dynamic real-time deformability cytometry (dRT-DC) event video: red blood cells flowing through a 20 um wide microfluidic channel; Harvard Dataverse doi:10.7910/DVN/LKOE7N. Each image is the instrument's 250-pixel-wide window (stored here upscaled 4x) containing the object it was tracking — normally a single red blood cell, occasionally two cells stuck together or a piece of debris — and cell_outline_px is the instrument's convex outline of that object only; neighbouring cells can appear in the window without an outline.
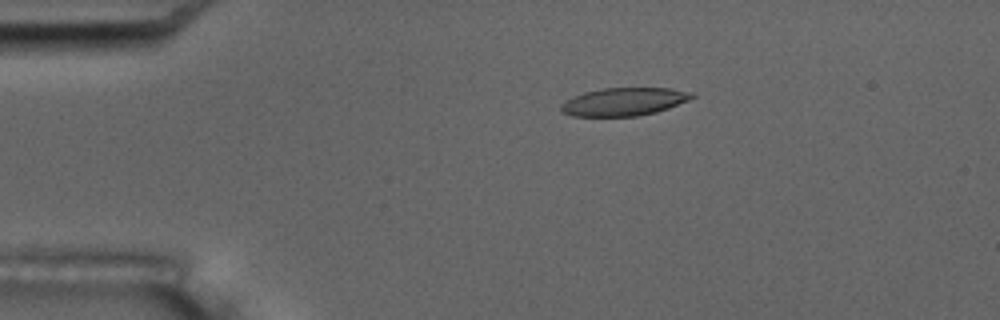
{"species": "common noctule bat (a hibernating species)", "species_latin": "Nyctalus noctula", "temperature_condition": "room temperature", "stored_images_in_passage": 5, "camera_frame_rate_fps": 3000, "um_per_image_px": 0.085, "animal": {"sex": "male", "body_mass_g": 17.5, "forearm_length_mm": 52.3}, "frame": {"image": 1, "passage_image": 3, "time_ms": 2.333, "image_size_px": [1000, 320], "cell_outline_px": [[696, 96], [688, 100], [668, 108], [656, 112], [636, 116], [572, 116], [560, 112], [560, 104], [564, 100], [584, 92], [604, 88], [672, 88], [696, 92]], "centroid_in_image_um": [53.04, 8.64], "position_along_channel_um": 32.0, "area_um2": 21.56}}